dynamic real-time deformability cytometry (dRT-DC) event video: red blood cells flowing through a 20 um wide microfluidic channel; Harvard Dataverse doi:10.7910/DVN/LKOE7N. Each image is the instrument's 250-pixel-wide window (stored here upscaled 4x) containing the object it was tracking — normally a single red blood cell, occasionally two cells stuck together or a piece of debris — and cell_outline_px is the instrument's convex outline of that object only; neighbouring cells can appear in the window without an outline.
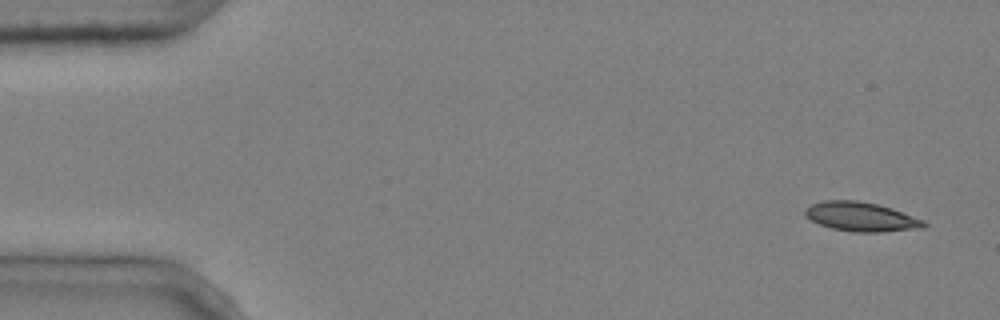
{"species": "common noctule bat (a hibernating species)", "species_latin": "Nyctalus noctula", "temperature_condition": "cold", "stored_images_in_passage": 6, "camera_frame_rate_fps": 3000, "um_per_image_px": 0.085, "animal": {"sex": "male", "body_mass_g": 20.4}, "frame": {"image": 1, "passage_image": 1, "time_ms": 0.0, "image_size_px": [1000, 320], "cell_outline_px": [[928, 224], [924, 228], [884, 232], [852, 232], [832, 228], [820, 224], [804, 216], [804, 208], [812, 204], [824, 200], [856, 200], [876, 204], [892, 208], [924, 220]], "centroid_in_image_um": [73.2, 18.43], "position_along_channel_um": 11.8, "area_um2": 20.35}}
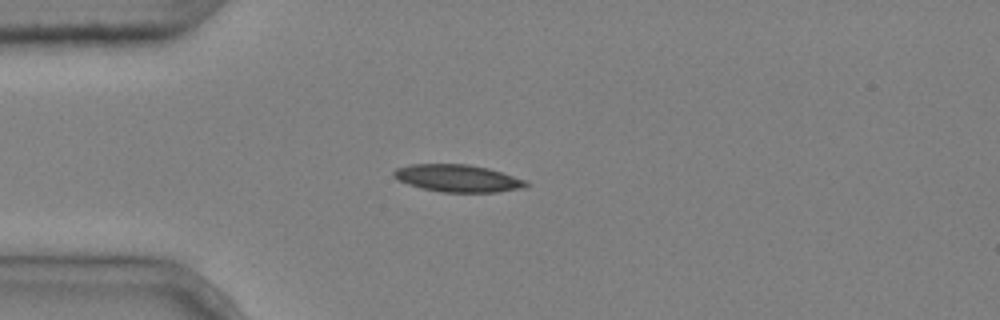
{"frame": {"image": 2, "passage_image": 3, "time_ms": 0.667, "image_size_px": [1000, 320], "cell_outline_px": [[528, 184], [524, 188], [496, 192], [440, 192], [408, 184], [392, 176], [392, 172], [396, 168], [412, 164], [468, 164], [488, 168], [528, 180]], "centroid_in_image_um": [38.93, 15.15], "position_along_channel_um": 46.1, "area_um2": 21.04}}